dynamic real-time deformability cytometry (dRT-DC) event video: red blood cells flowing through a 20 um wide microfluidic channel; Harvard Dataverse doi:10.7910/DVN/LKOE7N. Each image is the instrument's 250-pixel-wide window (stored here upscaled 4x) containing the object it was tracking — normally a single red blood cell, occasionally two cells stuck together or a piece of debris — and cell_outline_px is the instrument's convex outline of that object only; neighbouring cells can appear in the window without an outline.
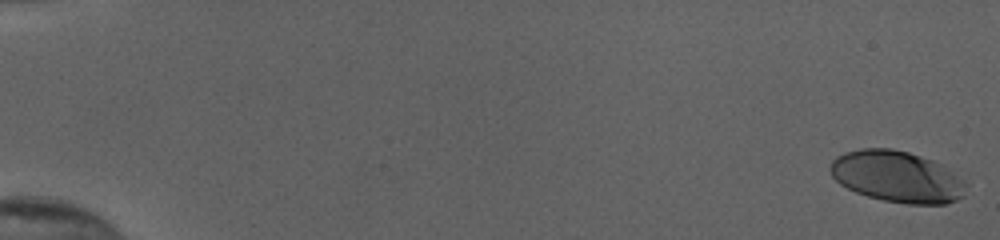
{"species": "human", "species_latin": "Homo sapiens", "temperature_condition": "cold", "stored_images_in_passage": 55, "camera_frame_rate_fps": 3000, "um_per_image_px": 0.085, "donor": {"sex": "female"}, "frame": {"image": 1, "passage_image": 1, "time_ms": 0.0, "image_size_px": [1000, 240], "cell_outline_px": [[968, 184], [964, 196], [956, 200], [944, 204], [908, 204], [884, 200], [868, 196], [856, 192], [840, 184], [832, 176], [832, 160], [836, 156], [844, 152], [860, 148], [892, 148], [908, 152], [932, 160], [940, 164], [964, 180]], "centroid_in_image_um": [76.26, 15.01], "position_along_channel_um": 8.7, "area_um2": 40.52}}
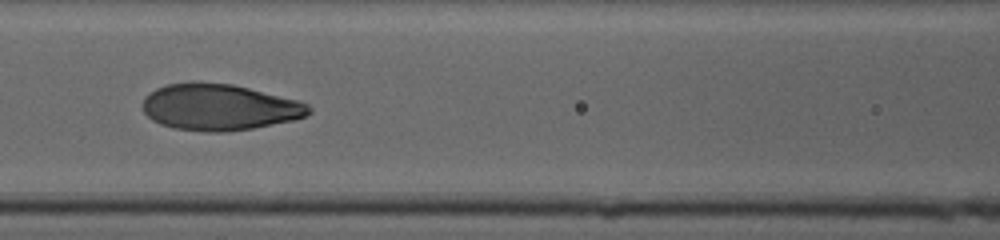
{"frame": {"image": 2, "passage_image": 27, "time_ms": 8.667, "image_size_px": [1000, 240], "cell_outline_px": [[312, 112], [296, 120], [252, 128], [224, 132], [204, 132], [172, 128], [160, 124], [152, 120], [140, 108], [140, 104], [144, 96], [148, 92], [156, 88], [168, 84], [232, 84], [300, 100], [308, 104], [312, 108]], "centroid_in_image_um": [18.64, 9.14], "position_along_channel_um": 148.0, "area_um2": 44.85}}
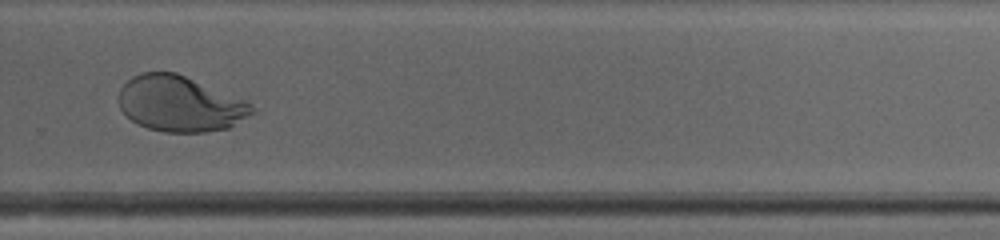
{"frame": {"image": 3, "passage_image": 40, "time_ms": 13.0, "image_size_px": [1000, 240], "cell_outline_px": [[256, 112], [228, 128], [204, 132], [164, 132], [148, 128], [136, 124], [120, 108], [120, 88], [132, 76], [140, 72], [176, 72], [248, 100], [252, 104]], "centroid_in_image_um": [15.34, 8.82], "position_along_channel_um": 314.5, "area_um2": 43.41}, "authors_computed_cell_mechanics": {"area_um2": 44.217, "velocity_mm_per_s": 3.8573, "shape_relaxation_time_tau1_ms": 3.5306, "shape_relaxation_time_tau2_ms": null, "deformation_change_tau1": 0.2172, "deformation_change_tau2": null}}